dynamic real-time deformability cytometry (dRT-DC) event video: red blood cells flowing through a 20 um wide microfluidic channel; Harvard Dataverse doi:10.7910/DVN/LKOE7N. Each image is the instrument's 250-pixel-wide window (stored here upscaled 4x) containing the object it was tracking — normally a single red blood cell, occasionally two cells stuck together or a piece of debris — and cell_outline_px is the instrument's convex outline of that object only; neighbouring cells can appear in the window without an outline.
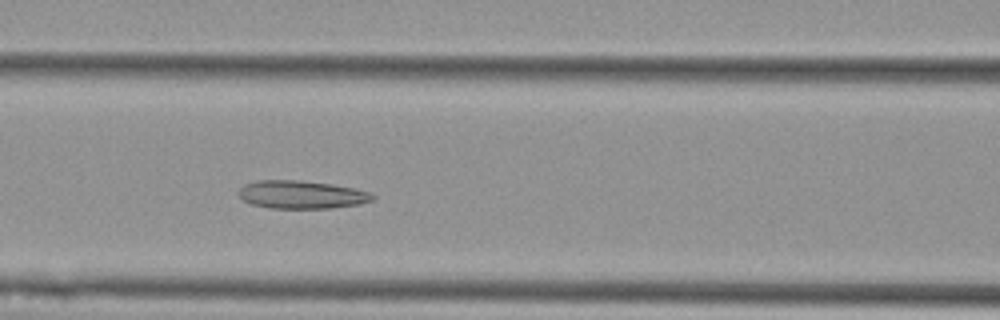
{"species": "Egyptian fruit bat (a non-hibernating species)", "species_latin": "Rousettus aegyptiacus", "temperature_condition": "cold", "stored_images_in_passage": 7, "camera_frame_rate_fps": 3000, "um_per_image_px": 0.085, "animal": {"sex": "female"}, "frame": {"image": 1, "passage_image": 7, "time_ms": 9.667, "image_size_px": [1000, 320], "cell_outline_px": [[376, 196], [372, 200], [360, 204], [332, 208], [272, 208], [252, 204], [244, 200], [236, 192], [244, 184], [260, 180], [300, 180], [332, 184], [372, 192]], "centroid_in_image_um": [25.65, 16.54], "position_along_channel_um": 141.0, "area_um2": 21.91}}